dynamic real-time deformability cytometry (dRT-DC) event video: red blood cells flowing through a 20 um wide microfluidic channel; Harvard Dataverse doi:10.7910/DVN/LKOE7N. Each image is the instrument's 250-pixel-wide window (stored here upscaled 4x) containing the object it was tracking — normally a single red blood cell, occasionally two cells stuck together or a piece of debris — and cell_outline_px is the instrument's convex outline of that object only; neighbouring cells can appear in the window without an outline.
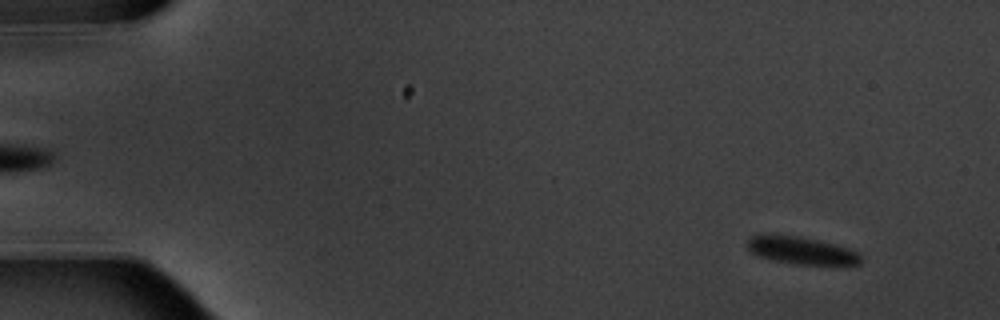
{"species": "common noctule bat (a hibernating species)", "species_latin": "Nyctalus noctula", "temperature_condition": "warm", "stored_images_in_passage": 5, "camera_frame_rate_fps": 3000, "um_per_image_px": 0.085, "animal": {"sex": "male", "body_mass_g": 20.1, "forearm_length_mm": 53.5}, "frame": {"image": 1, "passage_image": 1, "time_ms": 0.0, "image_size_px": [1000, 320], "cell_outline_px": [[860, 264], [796, 264], [776, 260], [760, 256], [752, 252], [748, 248], [748, 240], [752, 236], [760, 232], [772, 232], [800, 236], [836, 244], [860, 252]], "centroid_in_image_um": [68.07, 21.23], "position_along_channel_um": 16.9, "area_um2": 18.38}}
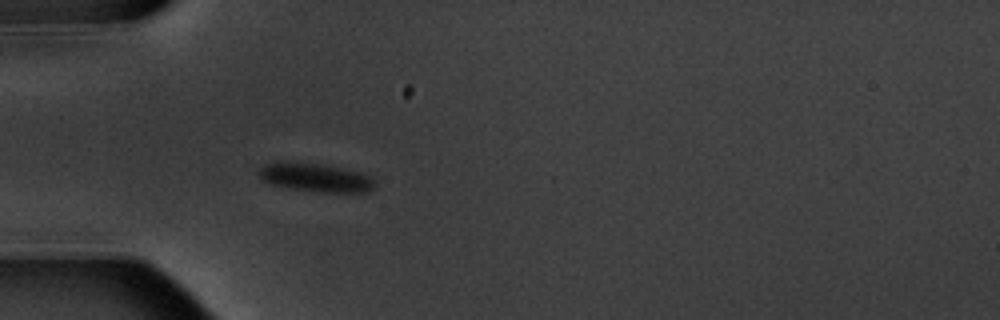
{"frame": {"image": 2, "passage_image": 5, "time_ms": 4.333, "image_size_px": [1000, 320], "cell_outline_px": [[376, 184], [368, 192], [320, 192], [288, 188], [272, 184], [264, 180], [256, 172], [264, 164], [276, 160], [288, 160], [324, 164], [360, 172], [372, 176]], "centroid_in_image_um": [26.78, 15.05], "position_along_channel_um": 58.2, "area_um2": 19.83}}